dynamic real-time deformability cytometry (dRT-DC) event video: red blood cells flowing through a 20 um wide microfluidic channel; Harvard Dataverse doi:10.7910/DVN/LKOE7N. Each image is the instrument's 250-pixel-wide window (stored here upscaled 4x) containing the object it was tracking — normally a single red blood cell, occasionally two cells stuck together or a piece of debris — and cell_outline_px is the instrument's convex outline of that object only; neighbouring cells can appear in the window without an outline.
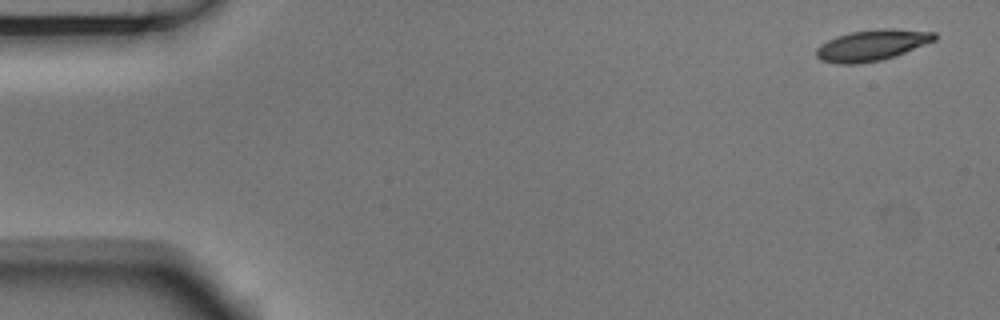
{"species": "Egyptian fruit bat (a non-hibernating species)", "species_latin": "Rousettus aegyptiacus", "temperature_condition": "room temperature", "stored_images_in_passage": 5, "camera_frame_rate_fps": 3000, "um_per_image_px": 0.085, "animal": {"sex": "male"}, "frame": {"image": 1, "passage_image": 1, "time_ms": 0.0, "image_size_px": [1000, 320], "cell_outline_px": [[936, 40], [904, 52], [880, 60], [860, 64], [836, 64], [820, 60], [816, 56], [816, 48], [820, 44], [836, 36], [852, 32], [876, 28], [892, 28], [936, 32]], "centroid_in_image_um": [74.08, 3.84], "position_along_channel_um": 10.9, "area_um2": 21.39}}
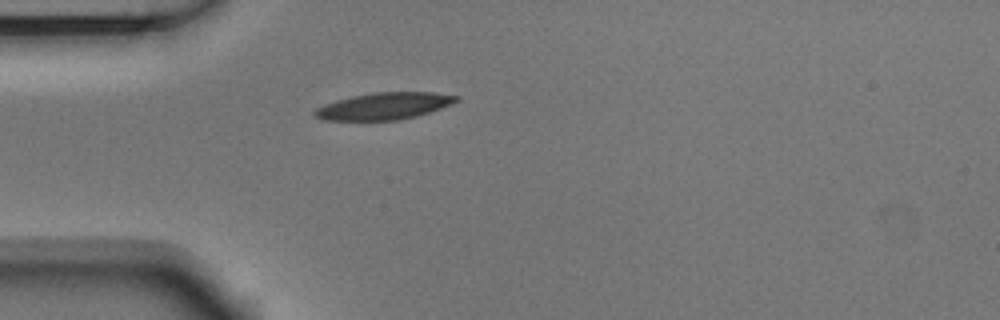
{"frame": {"image": 2, "passage_image": 5, "time_ms": 1.333, "image_size_px": [1000, 320], "cell_outline_px": [[460, 100], [452, 104], [416, 116], [396, 120], [324, 120], [316, 116], [312, 112], [316, 108], [324, 104], [336, 100], [352, 96], [372, 92], [432, 92], [460, 96]], "centroid_in_image_um": [32.65, 9.0], "position_along_channel_um": 52.4, "area_um2": 22.14}}